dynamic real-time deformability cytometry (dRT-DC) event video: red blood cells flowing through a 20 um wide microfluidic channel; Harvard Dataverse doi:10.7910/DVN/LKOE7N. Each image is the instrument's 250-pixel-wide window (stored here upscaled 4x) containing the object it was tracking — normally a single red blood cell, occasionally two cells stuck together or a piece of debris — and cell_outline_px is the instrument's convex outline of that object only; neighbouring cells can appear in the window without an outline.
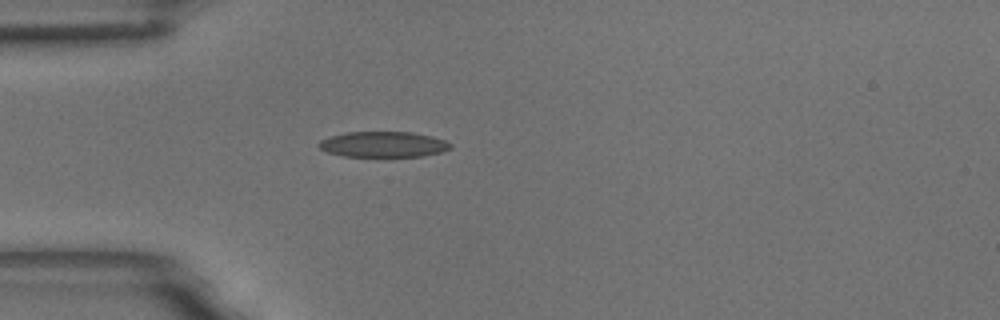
{"species": "common noctule bat (a hibernating species)", "species_latin": "Nyctalus noctula", "temperature_condition": "room temperature", "stored_images_in_passage": 37, "camera_frame_rate_fps": 3000, "um_per_image_px": 0.085, "animal": {"sex": "male", "body_mass_g": 18.8}, "frame": {"image": 1, "passage_image": 1, "time_ms": 0.0, "image_size_px": [1000, 320], "cell_outline_px": [[452, 148], [440, 152], [424, 156], [344, 156], [328, 152], [320, 148], [316, 144], [320, 140], [332, 136], [348, 132], [412, 132], [432, 136], [444, 140], [452, 144]], "centroid_in_image_um": [32.6, 12.27], "position_along_channel_um": 52.4, "area_um2": 19.54}}
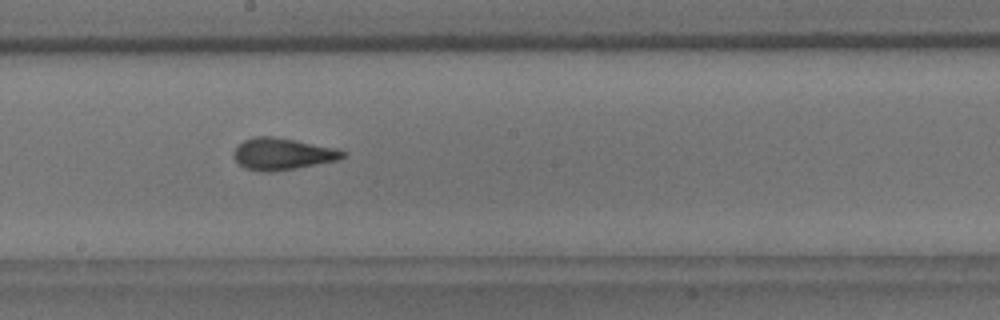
{"frame": {"image": 2, "passage_image": 16, "time_ms": 5.0, "image_size_px": [1000, 320], "cell_outline_px": [[348, 152], [344, 156], [336, 160], [296, 168], [272, 172], [264, 172], [244, 168], [232, 156], [232, 152], [244, 140], [252, 136], [272, 136], [336, 148]], "centroid_in_image_um": [23.97, 13.08], "position_along_channel_um": 224.2, "area_um2": 20.06}, "authors_computed_cell_mechanics": {"area_um2": 19.5364, "velocity_mm_per_s": 3.5786, "shape_relaxation_time_tau1_ms": 6.3088, "shape_relaxation_time_tau2_ms": 1.4372, "deformation_change_tau1": 0.1939, "deformation_change_tau2": 0.0797}}